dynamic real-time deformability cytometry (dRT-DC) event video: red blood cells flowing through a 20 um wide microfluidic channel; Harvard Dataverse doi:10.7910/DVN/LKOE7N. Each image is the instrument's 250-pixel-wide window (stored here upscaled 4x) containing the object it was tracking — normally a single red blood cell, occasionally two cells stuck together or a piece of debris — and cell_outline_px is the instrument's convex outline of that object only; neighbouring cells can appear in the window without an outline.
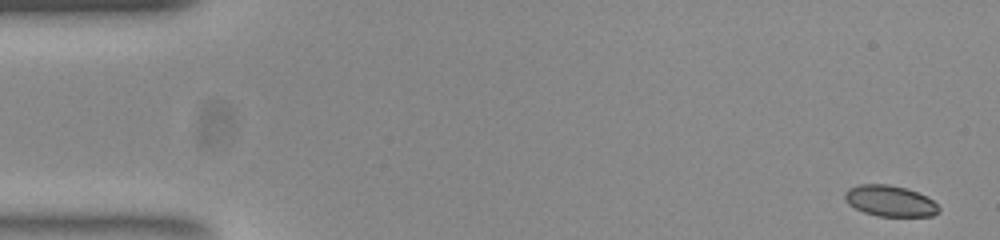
{"species": "common noctule bat (a hibernating species)", "species_latin": "Nyctalus noctula", "temperature_condition": "room temperature", "stored_images_in_passage": 52, "camera_frame_rate_fps": 3000, "um_per_image_px": 0.085, "animal": {"sex": "female", "body_mass_g": 23.0, "forearm_length_mm": 53.4}, "frame": {"image": 1, "passage_image": 1, "time_ms": 0.0, "image_size_px": [1000, 240], "cell_outline_px": [[940, 212], [932, 216], [880, 216], [864, 212], [848, 204], [844, 200], [844, 192], [848, 188], [860, 184], [888, 184], [908, 188], [932, 200], [940, 208]], "centroid_in_image_um": [75.63, 17.07], "position_along_channel_um": 9.4, "area_um2": 16.99}}
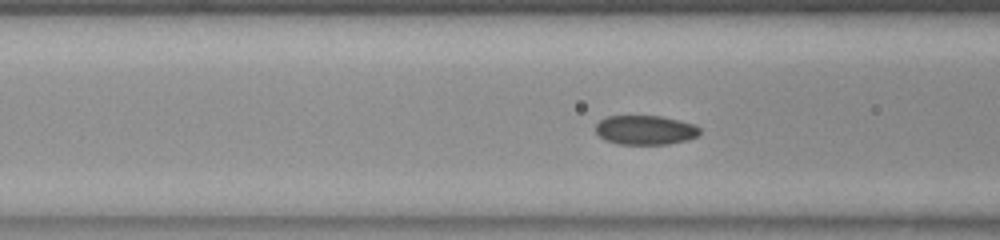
{"frame": {"image": 2, "passage_image": 19, "time_ms": 6.0, "image_size_px": [1000, 240], "cell_outline_px": [[700, 132], [696, 136], [688, 140], [668, 144], [616, 144], [604, 140], [596, 132], [596, 124], [604, 116], [664, 116], [680, 120], [692, 124], [700, 128]], "centroid_in_image_um": [54.83, 11.05], "position_along_channel_um": 111.8, "area_um2": 17.92}}
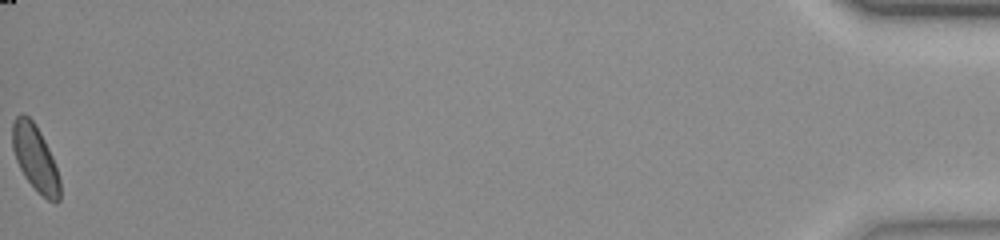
{"frame": {"image": 3, "passage_image": 52, "time_ms": 17.0, "image_size_px": [1000, 240], "cell_outline_px": [[60, 200], [56, 204], [48, 200], [24, 176], [16, 160], [12, 148], [12, 124], [16, 116], [20, 112], [28, 116], [36, 124], [52, 156], [60, 180]], "centroid_in_image_um": [2.98, 13.41], "position_along_channel_um": 432.2, "area_um2": 18.09}, "authors_computed_cell_mechanics": {"area_um2": 18.0914, "velocity_mm_per_s": 3.8838, "shape_relaxation_time_tau1_ms": 4.1272, "shape_relaxation_time_tau2_ms": 1.3078, "deformation_change_tau1": 0.1183, "deformation_change_tau2": 0.0517}}